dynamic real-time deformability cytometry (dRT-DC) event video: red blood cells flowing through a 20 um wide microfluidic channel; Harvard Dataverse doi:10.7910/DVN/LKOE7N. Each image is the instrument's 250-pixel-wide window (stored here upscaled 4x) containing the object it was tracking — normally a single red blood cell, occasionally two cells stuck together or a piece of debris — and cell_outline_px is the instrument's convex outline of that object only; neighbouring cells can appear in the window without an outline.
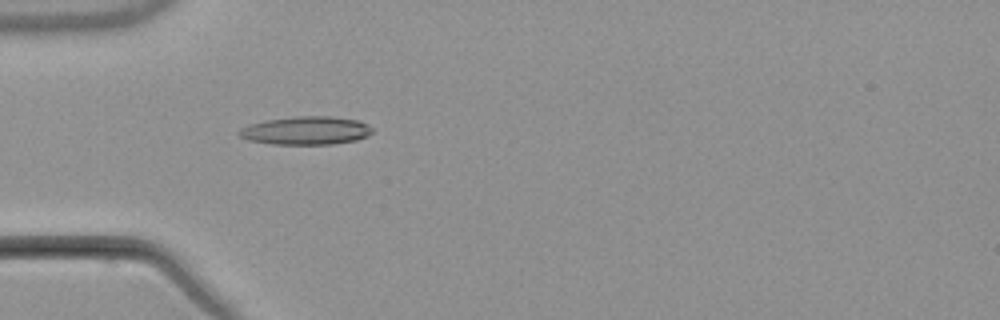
{"species": "common noctule bat (a hibernating species)", "species_latin": "Nyctalus noctula", "temperature_condition": "warm", "stored_images_in_passage": 5, "camera_frame_rate_fps": 3000, "um_per_image_px": 0.085, "animal": {"sex": "male", "body_mass_g": 21.5, "forearm_length_mm": 52.0}, "frame": {"image": 1, "passage_image": 5, "time_ms": 5.667, "image_size_px": [1000, 320], "cell_outline_px": [[372, 132], [368, 136], [356, 140], [332, 144], [272, 144], [248, 140], [240, 136], [236, 132], [240, 128], [264, 120], [296, 116], [332, 116], [360, 120], [368, 124], [372, 128]], "centroid_in_image_um": [26.03, 11.09], "position_along_channel_um": 59.0, "area_um2": 22.08}}